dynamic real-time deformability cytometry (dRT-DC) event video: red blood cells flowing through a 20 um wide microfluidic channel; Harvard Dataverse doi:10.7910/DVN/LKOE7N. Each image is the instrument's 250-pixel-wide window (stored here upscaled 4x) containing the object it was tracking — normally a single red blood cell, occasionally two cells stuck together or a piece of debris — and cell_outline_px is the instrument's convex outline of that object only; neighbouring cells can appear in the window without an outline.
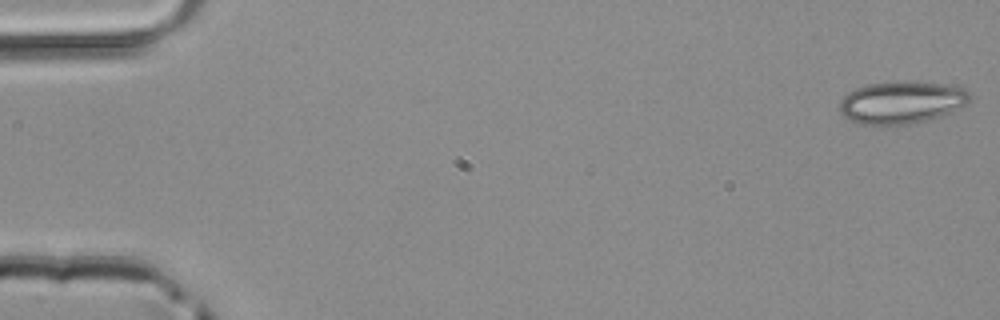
{"species": "common noctule bat (a hibernating species)", "species_latin": "Nyctalus noctula", "temperature_condition": "room temperature", "stored_images_in_passage": 49, "camera_frame_rate_fps": 3000, "um_per_image_px": 0.085, "animal": {"sex": "male", "body_mass_g": 20.4}, "frame": {"image": 1, "passage_image": 1, "time_ms": 0.0, "image_size_px": [1000, 320], "cell_outline_px": [[972, 96], [964, 104], [952, 112], [924, 120], [908, 124], [856, 124], [844, 116], [840, 112], [840, 100], [848, 92], [856, 88], [868, 84], [904, 80], [940, 84], [964, 88]], "centroid_in_image_um": [76.59, 8.69], "position_along_channel_um": 8.4, "area_um2": 31.91}}
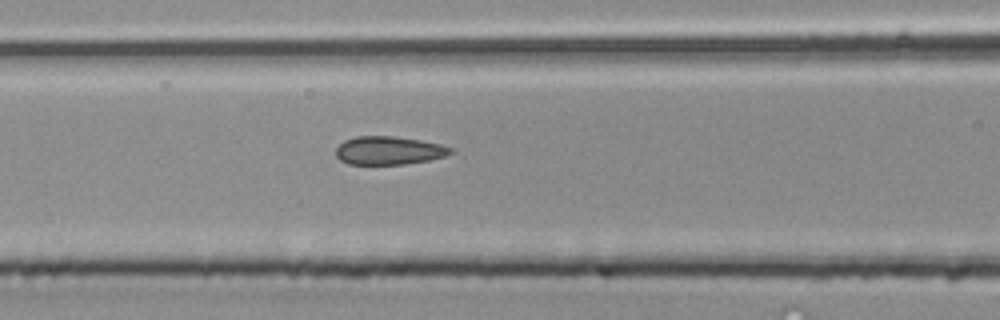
{"frame": {"image": 2, "passage_image": 21, "time_ms": 6.667, "image_size_px": [1000, 320], "cell_outline_px": [[452, 152], [444, 156], [428, 160], [404, 164], [348, 164], [340, 160], [336, 156], [336, 148], [344, 140], [356, 136], [392, 136], [420, 140], [440, 144], [452, 148]], "centroid_in_image_um": [33.01, 12.79], "position_along_channel_um": 133.6, "area_um2": 18.79}}
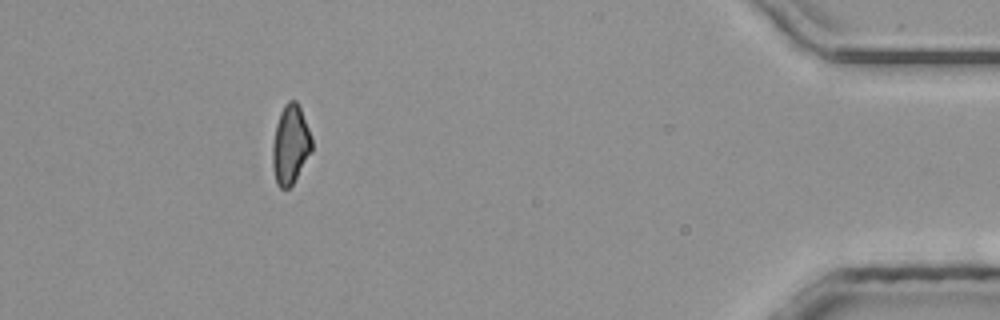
{"frame": {"image": 3, "passage_image": 45, "time_ms": 14.667, "image_size_px": [1000, 320], "cell_outline_px": [[312, 152], [292, 184], [288, 188], [280, 188], [276, 184], [272, 164], [272, 144], [276, 124], [280, 112], [284, 104], [288, 100], [296, 100], [300, 108], [308, 128], [312, 140]], "centroid_in_image_um": [24.67, 12.29], "position_along_channel_um": 410.5, "area_um2": 18.09}}